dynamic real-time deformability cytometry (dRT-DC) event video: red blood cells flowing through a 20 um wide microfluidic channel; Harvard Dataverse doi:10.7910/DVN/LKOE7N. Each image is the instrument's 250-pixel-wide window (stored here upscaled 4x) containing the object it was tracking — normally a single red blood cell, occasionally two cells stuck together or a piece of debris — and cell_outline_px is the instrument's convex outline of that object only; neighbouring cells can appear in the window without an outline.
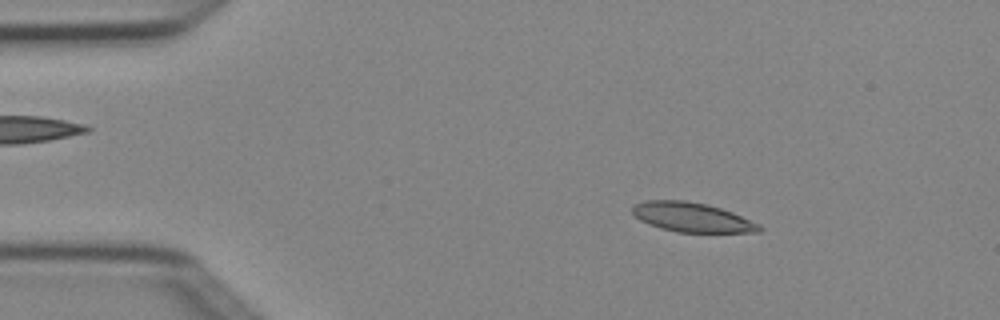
{"species": "Egyptian fruit bat (a non-hibernating species)", "species_latin": "Rousettus aegyptiacus", "temperature_condition": "cold", "stored_images_in_passage": 4, "camera_frame_rate_fps": 3000, "um_per_image_px": 0.085, "animal": {"sex": "female"}, "frame": {"image": 1, "passage_image": 2, "time_ms": 0.333, "image_size_px": [1000, 320], "cell_outline_px": [[764, 228], [760, 232], [676, 232], [660, 228], [648, 224], [640, 220], [632, 212], [632, 208], [636, 204], [644, 200], [684, 200], [708, 204], [732, 212], [760, 224]], "centroid_in_image_um": [58.83, 18.47], "position_along_channel_um": 26.2, "area_um2": 21.79}}
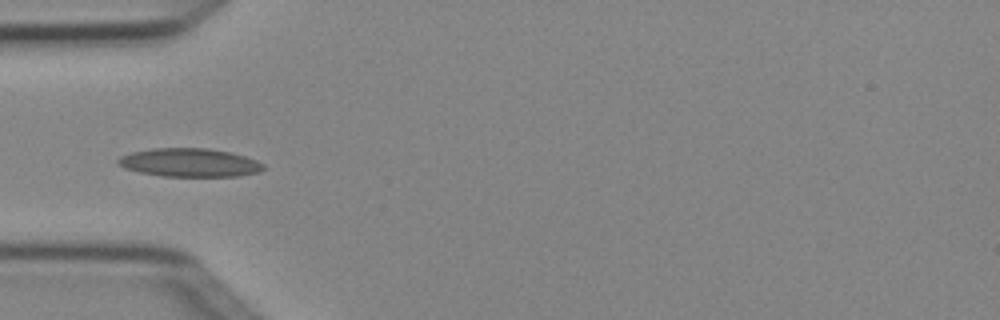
{"frame": {"image": 2, "passage_image": 4, "time_ms": 1.0, "image_size_px": [1000, 320], "cell_outline_px": [[264, 168], [260, 172], [236, 176], [160, 176], [140, 172], [124, 168], [116, 160], [120, 156], [132, 152], [152, 148], [208, 148], [232, 152], [256, 160], [264, 164]], "centroid_in_image_um": [16.12, 13.81], "position_along_channel_um": 68.9, "area_um2": 24.1}}